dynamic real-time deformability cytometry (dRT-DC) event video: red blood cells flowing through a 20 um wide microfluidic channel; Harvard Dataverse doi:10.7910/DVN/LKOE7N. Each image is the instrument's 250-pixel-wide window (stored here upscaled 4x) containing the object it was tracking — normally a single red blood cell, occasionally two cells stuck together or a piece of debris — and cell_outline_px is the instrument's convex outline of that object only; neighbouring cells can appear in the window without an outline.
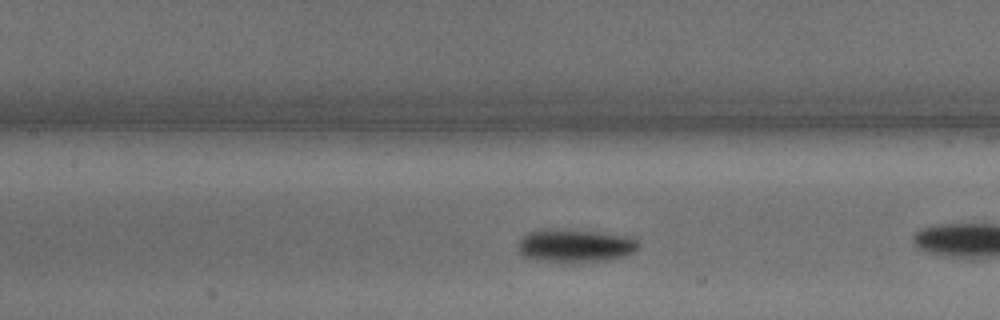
{"species": "common noctule bat (a hibernating species)", "species_latin": "Nyctalus noctula", "temperature_condition": "warm", "stored_images_in_passage": 24, "camera_frame_rate_fps": 3000, "um_per_image_px": 0.085, "animal": {"sex": "male", "body_mass_g": 15.6}, "frame": {"image": 1, "passage_image": 8, "time_ms": 2.333, "image_size_px": [1000, 320], "cell_outline_px": [[640, 248], [624, 256], [608, 260], [568, 264], [564, 264], [532, 260], [524, 256], [520, 252], [520, 240], [528, 232], [564, 228], [628, 236], [636, 240], [640, 244]], "centroid_in_image_um": [48.9, 20.92], "position_along_channel_um": 158.5, "area_um2": 23.64}}
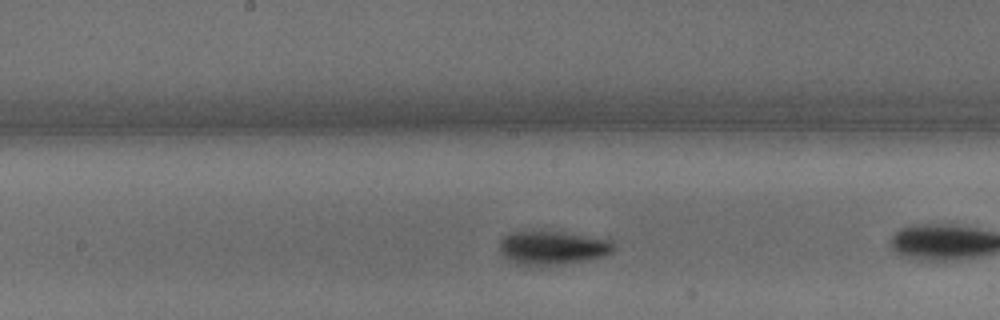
{"frame": {"image": 2, "passage_image": 11, "time_ms": 3.333, "image_size_px": [1000, 320], "cell_outline_px": [[616, 248], [612, 252], [604, 256], [588, 260], [532, 268], [528, 268], [516, 264], [504, 256], [500, 252], [500, 240], [504, 236], [512, 232], [564, 232], [608, 236], [612, 240]], "centroid_in_image_um": [47.05, 21.07], "position_along_channel_um": 201.2, "area_um2": 23.35}}